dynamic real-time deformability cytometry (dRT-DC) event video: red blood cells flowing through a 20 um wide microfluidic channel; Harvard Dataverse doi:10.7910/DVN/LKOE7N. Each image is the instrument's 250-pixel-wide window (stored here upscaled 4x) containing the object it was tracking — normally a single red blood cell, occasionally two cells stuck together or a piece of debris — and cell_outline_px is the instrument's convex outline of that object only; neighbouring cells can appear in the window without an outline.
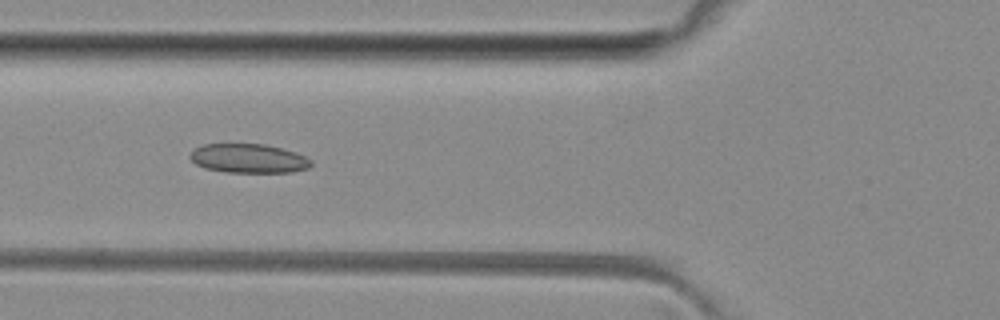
{"species": "common noctule bat (a hibernating species)", "species_latin": "Nyctalus noctula", "temperature_condition": "room temperature", "stored_images_in_passage": 3, "camera_frame_rate_fps": 3000, "um_per_image_px": 0.085, "animal": {"sex": "female", "body_mass_g": 29.2, "forearm_length_mm": 56.3}, "frame": {"image": 1, "passage_image": 2, "time_ms": 1.0, "image_size_px": [1000, 320], "cell_outline_px": [[312, 164], [308, 168], [292, 172], [224, 172], [204, 168], [196, 164], [188, 156], [196, 148], [204, 144], [264, 144], [296, 152], [312, 160]], "centroid_in_image_um": [21.13, 13.47], "position_along_channel_um": 104.7, "area_um2": 20.46}}
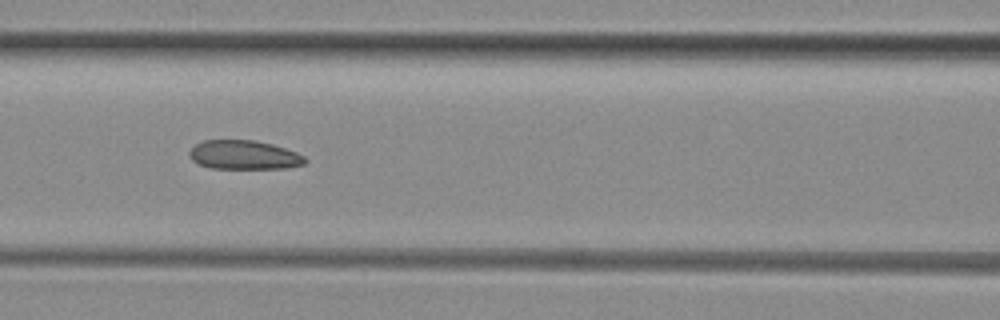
{"frame": {"image": 2, "passage_image": 3, "time_ms": 2.0, "image_size_px": [1000, 320], "cell_outline_px": [[308, 160], [304, 164], [284, 168], [212, 168], [200, 164], [192, 160], [188, 156], [188, 152], [196, 144], [204, 140], [252, 140], [272, 144], [296, 152], [304, 156]], "centroid_in_image_um": [20.73, 13.16], "position_along_channel_um": 145.9, "area_um2": 19.42}}